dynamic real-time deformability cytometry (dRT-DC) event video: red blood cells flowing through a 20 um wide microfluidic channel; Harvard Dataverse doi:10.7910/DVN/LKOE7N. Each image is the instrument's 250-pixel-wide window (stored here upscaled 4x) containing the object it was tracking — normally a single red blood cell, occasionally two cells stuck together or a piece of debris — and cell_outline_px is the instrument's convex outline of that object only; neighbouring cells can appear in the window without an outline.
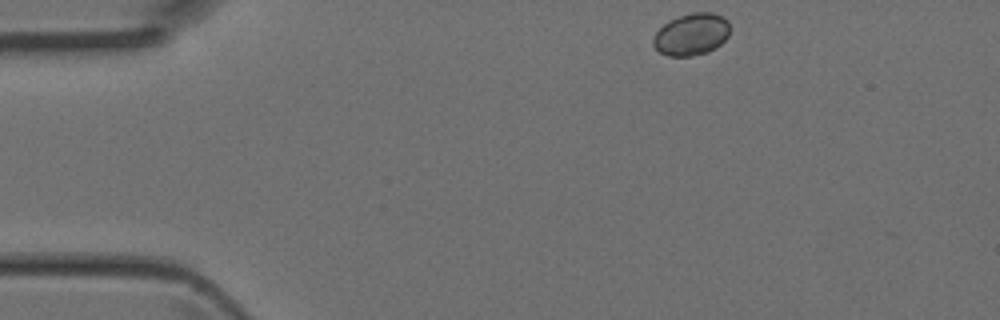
{"species": "Egyptian fruit bat (a non-hibernating species)", "species_latin": "Rousettus aegyptiacus", "temperature_condition": "room temperature", "stored_images_in_passage": 5, "camera_frame_rate_fps": 3000, "um_per_image_px": 0.085, "animal": {"sex": "female"}, "frame": {"image": 1, "passage_image": 1, "time_ms": 0.0, "image_size_px": [1000, 320], "cell_outline_px": [[732, 28], [728, 36], [716, 48], [708, 52], [692, 56], [668, 56], [660, 52], [652, 44], [652, 40], [656, 32], [664, 24], [680, 16], [692, 12], [712, 12], [728, 20]], "centroid_in_image_um": [58.81, 2.92], "position_along_channel_um": 26.2, "area_um2": 18.84}}
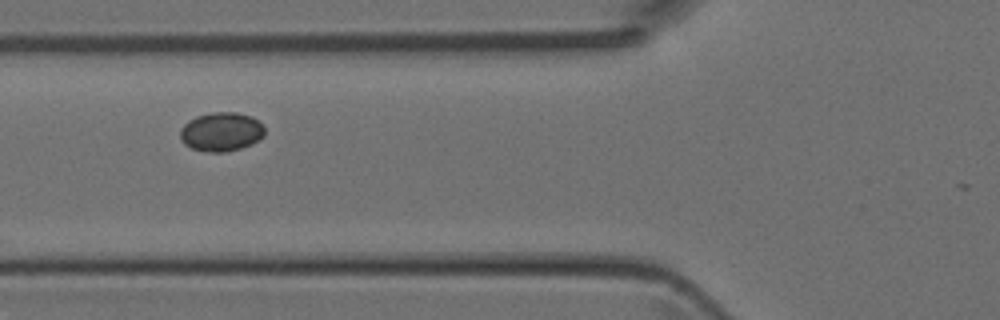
{"frame": {"image": 2, "passage_image": 4, "time_ms": 1.0, "image_size_px": [1000, 320], "cell_outline_px": [[264, 136], [252, 144], [240, 148], [224, 152], [208, 152], [192, 148], [184, 144], [180, 136], [180, 128], [188, 120], [196, 116], [212, 112], [236, 112], [252, 116], [264, 128]], "centroid_in_image_um": [18.79, 11.19], "position_along_channel_um": 107.0, "area_um2": 19.19}}
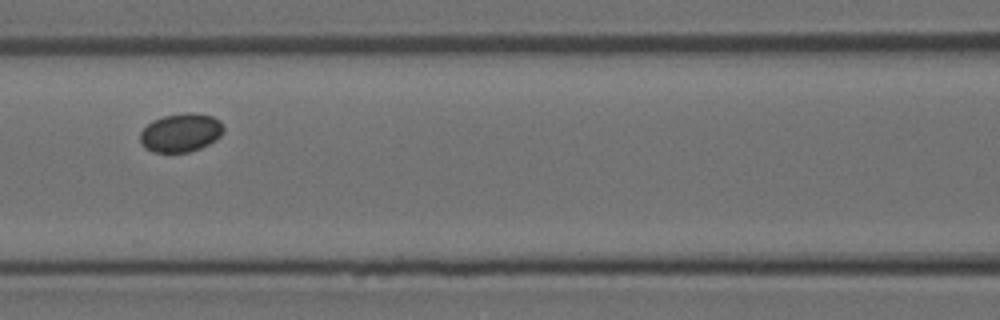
{"frame": {"image": 3, "passage_image": 5, "time_ms": 1.333, "image_size_px": [1000, 320], "cell_outline_px": [[224, 132], [216, 140], [200, 148], [188, 152], [152, 152], [144, 148], [140, 144], [140, 132], [152, 120], [164, 116], [188, 112], [192, 112], [212, 116], [220, 120], [224, 128]], "centroid_in_image_um": [15.36, 11.28], "position_along_channel_um": 151.2, "area_um2": 18.9}}